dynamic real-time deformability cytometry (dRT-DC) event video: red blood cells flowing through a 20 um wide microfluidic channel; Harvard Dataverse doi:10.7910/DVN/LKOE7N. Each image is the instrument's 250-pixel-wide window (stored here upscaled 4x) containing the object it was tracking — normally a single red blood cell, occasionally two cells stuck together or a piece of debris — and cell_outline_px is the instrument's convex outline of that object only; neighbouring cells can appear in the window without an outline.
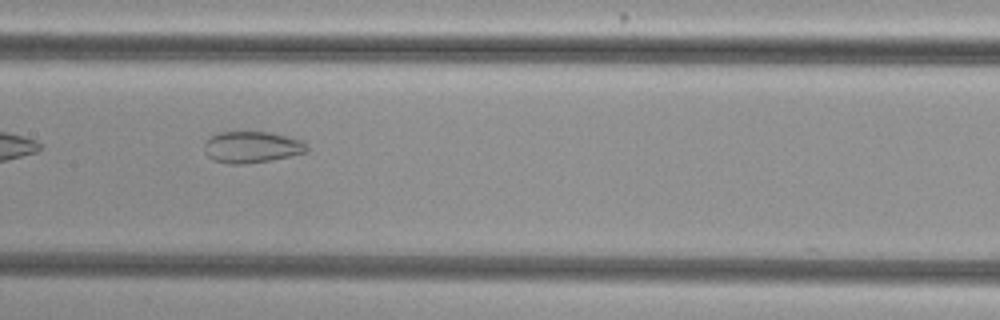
{"species": "common noctule bat (a hibernating species)", "species_latin": "Nyctalus noctula", "temperature_condition": "cold", "stored_images_in_passage": 13, "camera_frame_rate_fps": 3000, "um_per_image_px": 0.085, "animal": {"sex": "female", "body_mass_g": 29.2, "forearm_length_mm": 56.3}, "frame": {"image": 1, "passage_image": 11, "time_ms": 3.333, "image_size_px": [1000, 320], "cell_outline_px": [[308, 152], [248, 164], [228, 164], [212, 160], [208, 156], [204, 144], [212, 136], [220, 132], [268, 132], [300, 140], [308, 148]], "centroid_in_image_um": [21.38, 12.51], "position_along_channel_um": 186.0, "area_um2": 18.44}}